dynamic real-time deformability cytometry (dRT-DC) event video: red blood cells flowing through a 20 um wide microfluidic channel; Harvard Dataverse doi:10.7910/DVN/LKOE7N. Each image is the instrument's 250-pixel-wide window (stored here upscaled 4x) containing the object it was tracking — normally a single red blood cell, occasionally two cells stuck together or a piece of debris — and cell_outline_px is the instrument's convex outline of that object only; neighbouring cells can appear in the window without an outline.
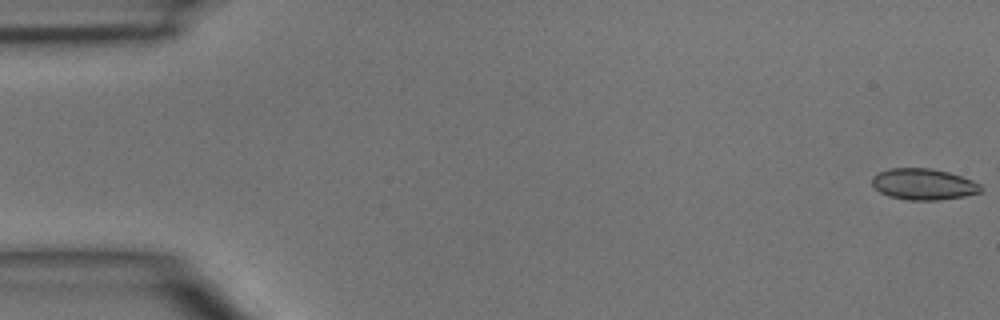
{"species": "common noctule bat (a hibernating species)", "species_latin": "Nyctalus noctula", "temperature_condition": "room temperature", "stored_images_in_passage": 6, "camera_frame_rate_fps": 3000, "um_per_image_px": 0.085, "animal": {"sex": "male", "body_mass_g": 15.6}, "frame": {"image": 1, "passage_image": 1, "time_ms": 0.0, "image_size_px": [1000, 320], "cell_outline_px": [[984, 188], [980, 192], [964, 196], [936, 200], [908, 200], [888, 196], [880, 192], [872, 184], [872, 176], [880, 172], [892, 168], [932, 168], [948, 172], [972, 180], [980, 184]], "centroid_in_image_um": [78.5, 15.66], "position_along_channel_um": 6.5, "area_um2": 19.71}}
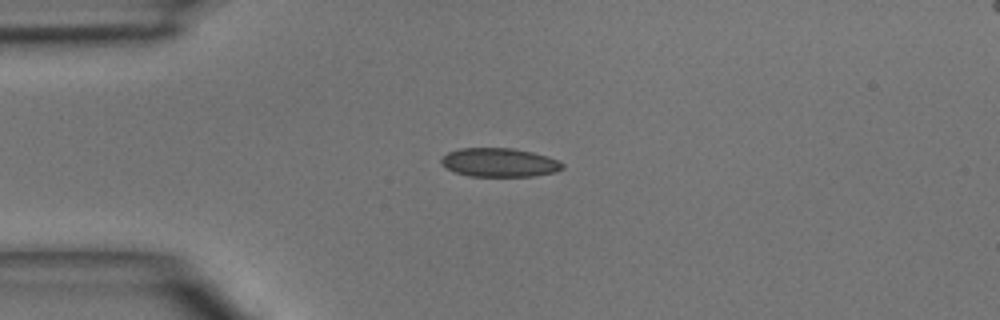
{"frame": {"image": 2, "passage_image": 4, "time_ms": 3.667, "image_size_px": [1000, 320], "cell_outline_px": [[564, 168], [556, 172], [532, 176], [468, 176], [456, 172], [448, 168], [440, 160], [448, 152], [460, 148], [512, 148], [532, 152], [548, 156], [564, 164]], "centroid_in_image_um": [42.48, 13.81], "position_along_channel_um": 42.5, "area_um2": 20.17}}
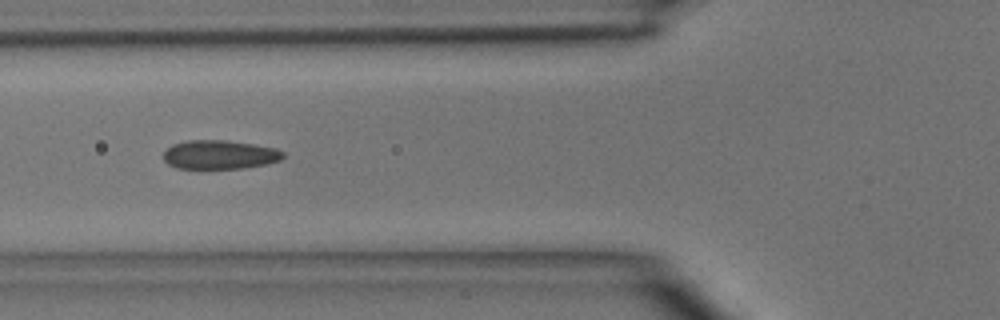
{"frame": {"image": 3, "passage_image": 6, "time_ms": 5.667, "image_size_px": [1000, 320], "cell_outline_px": [[284, 156], [280, 160], [268, 164], [244, 168], [176, 168], [168, 164], [164, 160], [164, 152], [172, 144], [188, 140], [224, 140], [252, 144], [276, 148], [284, 152]], "centroid_in_image_um": [18.68, 13.15], "position_along_channel_um": 107.1, "area_um2": 20.11}}